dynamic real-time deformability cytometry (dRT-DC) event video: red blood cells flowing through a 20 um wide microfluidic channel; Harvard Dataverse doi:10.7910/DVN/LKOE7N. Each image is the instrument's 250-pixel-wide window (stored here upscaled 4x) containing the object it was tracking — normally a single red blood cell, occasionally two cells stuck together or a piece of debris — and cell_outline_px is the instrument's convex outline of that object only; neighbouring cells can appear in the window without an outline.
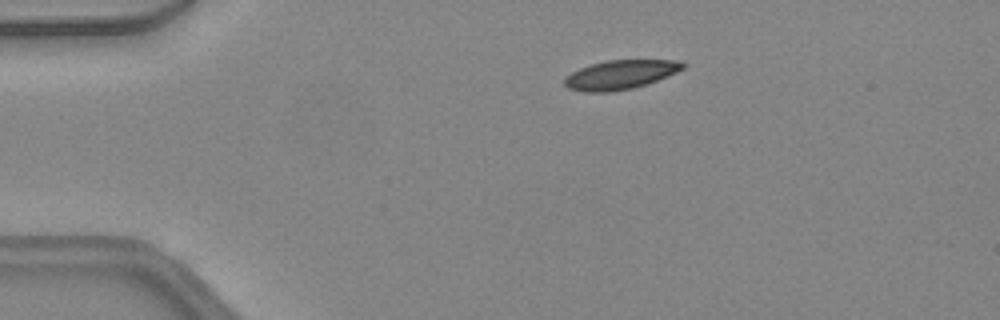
{"species": "common noctule bat (a hibernating species)", "species_latin": "Nyctalus noctula", "temperature_condition": "warm", "stored_images_in_passage": 38, "camera_frame_rate_fps": 3000, "um_per_image_px": 0.085, "animal": {"sex": "female", "body_mass_g": 24.6, "forearm_length_mm": 56.2}, "frame": {"image": 1, "passage_image": 1, "time_ms": 0.0, "image_size_px": [1000, 320], "cell_outline_px": [[684, 68], [668, 76], [632, 88], [612, 92], [584, 92], [568, 88], [564, 84], [564, 80], [572, 72], [580, 68], [592, 64], [608, 60], [680, 60], [684, 64]], "centroid_in_image_um": [52.72, 6.35], "position_along_channel_um": 32.3, "area_um2": 19.83}}
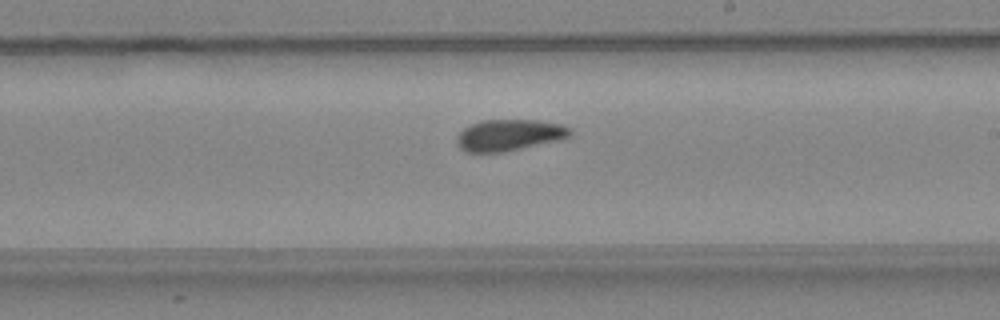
{"frame": {"image": 2, "passage_image": 19, "time_ms": 6.0, "image_size_px": [1000, 320], "cell_outline_px": [[572, 136], [560, 140], [504, 152], [464, 152], [456, 144], [456, 136], [464, 128], [472, 124], [484, 120], [536, 120], [560, 124], [572, 128]], "centroid_in_image_um": [43.29, 11.49], "position_along_channel_um": 245.7, "area_um2": 20.87}}
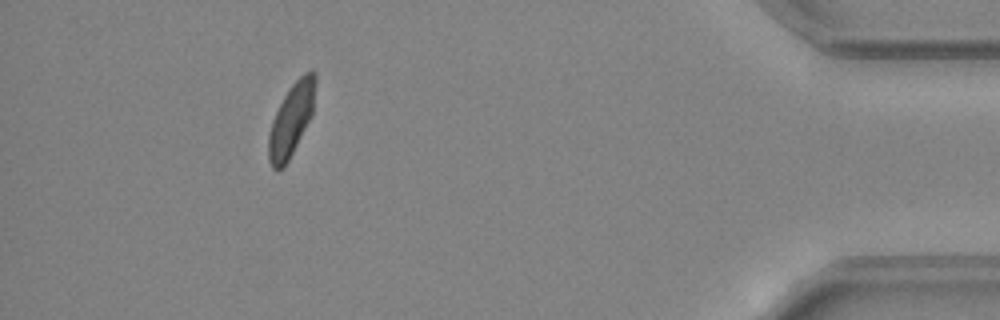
{"frame": {"image": 3, "passage_image": 34, "time_ms": 11.0, "image_size_px": [1000, 320], "cell_outline_px": [[316, 84], [312, 116], [284, 168], [276, 172], [272, 168], [268, 160], [268, 136], [272, 120], [284, 96], [292, 84], [304, 72], [312, 68], [316, 72]], "centroid_in_image_um": [24.77, 10.17], "position_along_channel_um": 410.4, "area_um2": 20.0}, "authors_computed_cell_mechanics": {"area_um2": 20.808, "velocity_mm_per_s": 4.4449, "shape_relaxation_time_tau1_ms": 8.1039, "shape_relaxation_time_tau2_ms": 2.6033, "deformation_change_tau1": 0.1794, "deformation_change_tau2": 0.0714}}